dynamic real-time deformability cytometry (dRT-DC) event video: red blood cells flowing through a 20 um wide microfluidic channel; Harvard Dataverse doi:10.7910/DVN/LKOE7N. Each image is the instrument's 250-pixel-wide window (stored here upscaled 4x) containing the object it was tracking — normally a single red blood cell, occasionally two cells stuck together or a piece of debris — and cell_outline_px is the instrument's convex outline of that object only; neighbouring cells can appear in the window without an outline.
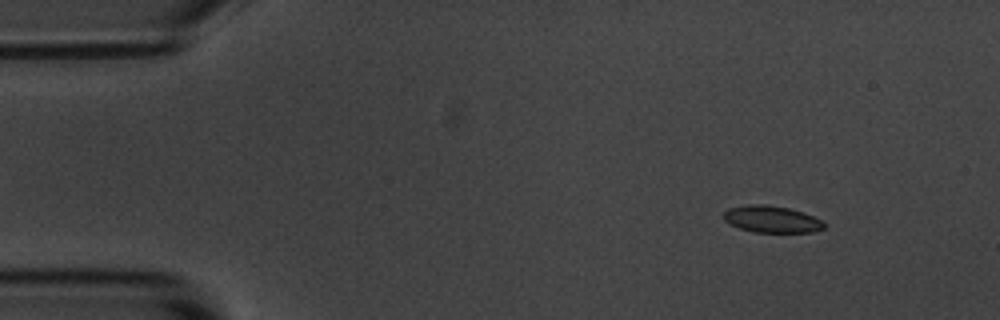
{"species": "common noctule bat (a hibernating species)", "species_latin": "Nyctalus noctula", "temperature_condition": "room temperature", "stored_images_in_passage": 53, "camera_frame_rate_fps": 3000, "um_per_image_px": 0.085, "animal": {"sex": "male", "body_mass_g": 20.1, "forearm_length_mm": 53.5}, "frame": {"image": 1, "passage_image": 5, "time_ms": 1.333, "image_size_px": [1000, 320], "cell_outline_px": [[824, 228], [812, 232], [756, 232], [740, 228], [724, 220], [724, 212], [728, 208], [748, 204], [764, 204], [788, 208], [804, 212], [824, 220]], "centroid_in_image_um": [65.62, 18.62], "position_along_channel_um": 19.4, "area_um2": 15.66}}
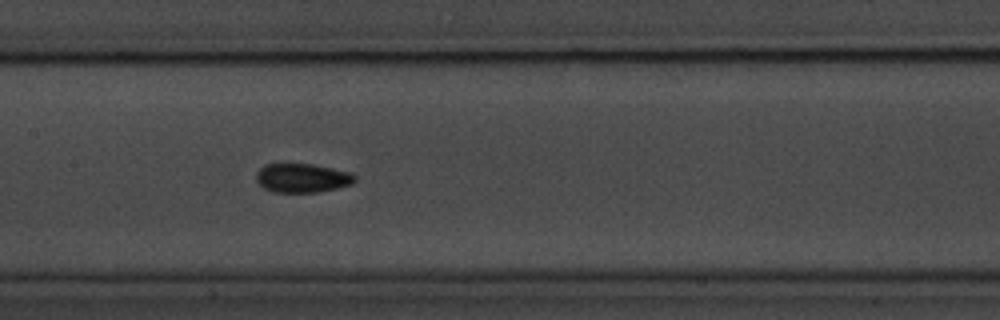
{"frame": {"image": 2, "passage_image": 25, "time_ms": 8.0, "image_size_px": [1000, 320], "cell_outline_px": [[356, 180], [352, 184], [320, 192], [272, 192], [264, 188], [256, 180], [256, 172], [264, 164], [312, 164], [352, 172], [356, 176]], "centroid_in_image_um": [25.7, 15.13], "position_along_channel_um": 181.7, "area_um2": 16.76}}
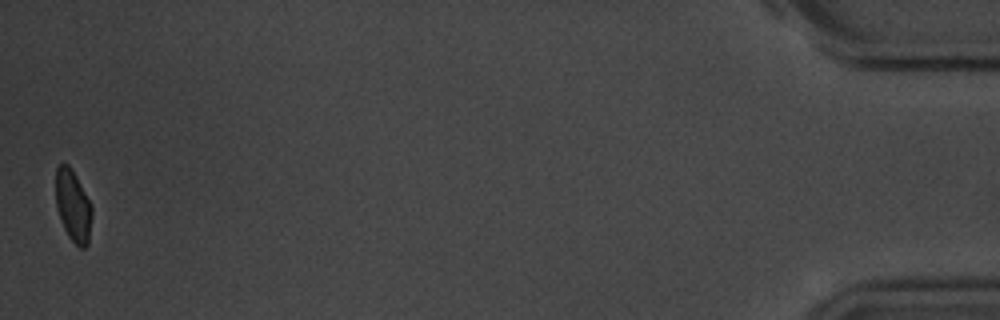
{"frame": {"image": 3, "passage_image": 53, "time_ms": 17.333, "image_size_px": [1000, 320], "cell_outline_px": [[92, 216], [88, 244], [84, 248], [80, 248], [68, 236], [64, 228], [56, 208], [56, 168], [60, 164], [68, 164], [76, 176], [92, 208]], "centroid_in_image_um": [6.2, 17.52], "position_along_channel_um": 429.0, "area_um2": 14.91}, "authors_computed_cell_mechanics": {"area_um2": 16.2418, "velocity_mm_per_s": 3.6633, "shape_relaxation_time_tau1_ms": 4.0742, "shape_relaxation_time_tau2_ms": 1.3889, "deformation_change_tau1": 0.1178, "deformation_change_tau2": 0.0656}}